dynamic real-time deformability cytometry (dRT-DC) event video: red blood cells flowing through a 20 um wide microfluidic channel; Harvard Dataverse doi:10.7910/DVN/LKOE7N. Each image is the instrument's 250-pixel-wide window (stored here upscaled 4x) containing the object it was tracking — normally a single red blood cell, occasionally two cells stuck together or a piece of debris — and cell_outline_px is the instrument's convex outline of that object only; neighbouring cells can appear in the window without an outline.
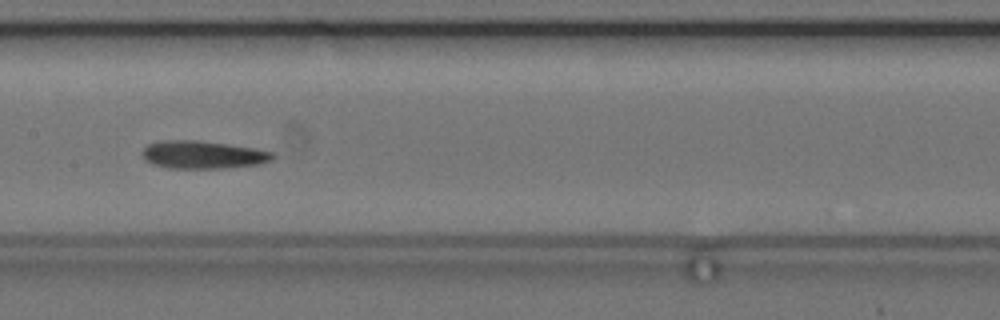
{"species": "common noctule bat (a hibernating species)", "species_latin": "Nyctalus noctula", "temperature_condition": "cold", "stored_images_in_passage": 11, "camera_frame_rate_fps": 3000, "um_per_image_px": 0.085, "animal": {"sex": "female", "body_mass_g": 24.6, "forearm_length_mm": 56.2}, "frame": {"image": 1, "passage_image": 10, "time_ms": 11.333, "image_size_px": [1000, 320], "cell_outline_px": [[276, 156], [272, 160], [260, 164], [228, 168], [168, 168], [152, 164], [144, 160], [140, 152], [148, 144], [156, 140], [196, 140], [228, 144], [256, 148], [272, 152]], "centroid_in_image_um": [17.22, 13.15], "position_along_channel_um": 190.2, "area_um2": 21.5}}